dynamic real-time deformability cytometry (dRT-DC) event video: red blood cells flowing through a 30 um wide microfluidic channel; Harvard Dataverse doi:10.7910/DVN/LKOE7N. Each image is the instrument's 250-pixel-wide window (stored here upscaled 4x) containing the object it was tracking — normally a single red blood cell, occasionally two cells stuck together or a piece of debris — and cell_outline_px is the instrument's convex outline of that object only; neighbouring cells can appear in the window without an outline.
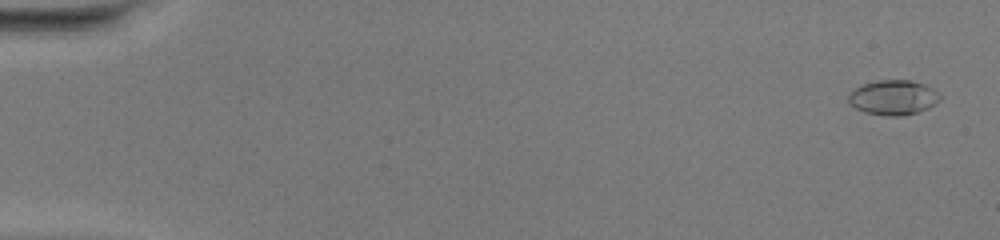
{"species": "common noctule bat (a hibernating species)", "species_latin": "Nyctalus noctula", "temperature_condition": "warm", "stored_images_in_passage": 50, "camera_frame_rate_fps": 3000, "um_per_image_px": 0.085, "animal": {"sex": "female", "body_mass_g": 20.0, "forearm_length_mm": 54.0}, "frame": {"image": 1, "passage_image": 2, "time_ms": 0.333, "image_size_px": [1000, 240], "cell_outline_px": [[940, 100], [936, 104], [928, 108], [916, 112], [900, 116], [888, 116], [864, 112], [856, 108], [848, 100], [848, 92], [852, 88], [876, 80], [912, 80], [924, 84], [940, 92]], "centroid_in_image_um": [75.93, 8.27], "position_along_channel_um": 9.1, "area_um2": 18.73}}
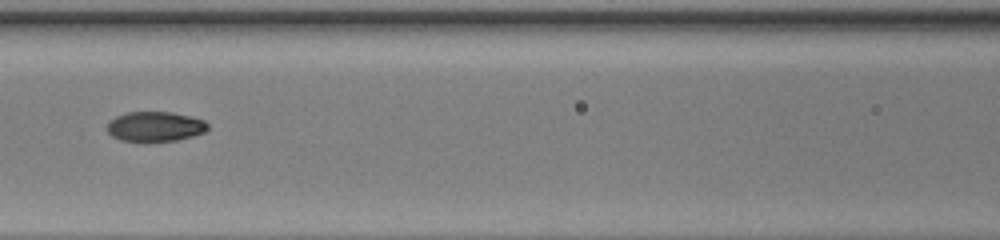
{"frame": {"image": 2, "passage_image": 24, "time_ms": 7.667, "image_size_px": [1000, 240], "cell_outline_px": [[208, 128], [204, 132], [192, 136], [176, 140], [120, 140], [112, 136], [108, 132], [108, 120], [116, 116], [128, 112], [172, 112], [204, 120], [208, 124]], "centroid_in_image_um": [13.17, 10.73], "position_along_channel_um": 153.4, "area_um2": 17.17}}
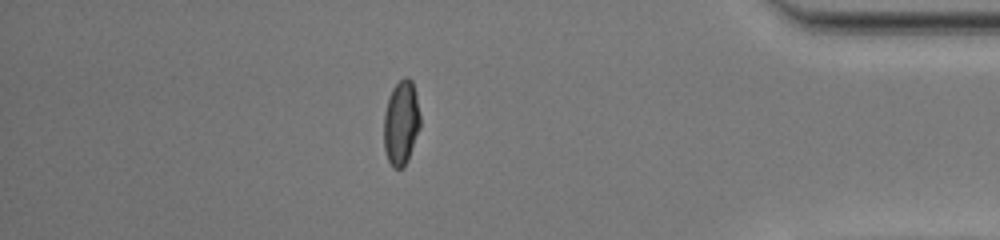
{"frame": {"image": 3, "passage_image": 44, "time_ms": 14.333, "image_size_px": [1000, 240], "cell_outline_px": [[420, 128], [408, 160], [404, 168], [392, 168], [388, 160], [384, 148], [384, 112], [392, 88], [404, 76], [408, 76], [412, 80], [416, 96], [420, 116]], "centroid_in_image_um": [34.1, 10.45], "position_along_channel_um": 401.1, "area_um2": 18.03}, "authors_computed_cell_mechanics": {"area_um2": 17.6579, "velocity_mm_per_s": 4.22, "shape_relaxation_time_tau1_ms": 8.3537, "shape_relaxation_time_tau2_ms": 1.2242, "deformation_change_tau1": 0.2849, "deformation_change_tau2": 0.0465}}